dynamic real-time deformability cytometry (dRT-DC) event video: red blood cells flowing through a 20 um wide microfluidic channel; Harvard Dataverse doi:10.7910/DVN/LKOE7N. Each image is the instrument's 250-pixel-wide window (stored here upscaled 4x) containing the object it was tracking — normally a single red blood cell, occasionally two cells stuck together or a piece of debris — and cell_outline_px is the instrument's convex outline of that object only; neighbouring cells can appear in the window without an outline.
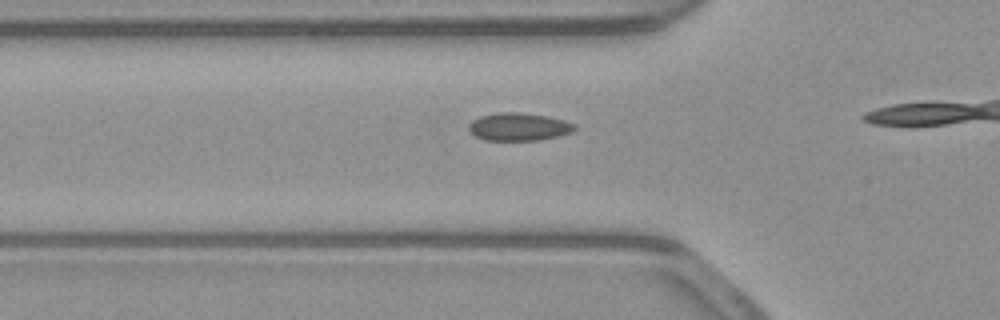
{"species": "common noctule bat (a hibernating species)", "species_latin": "Nyctalus noctula", "temperature_condition": "warm", "stored_images_in_passage": 15, "camera_frame_rate_fps": 3000, "um_per_image_px": 0.085, "animal": {"sex": "male", "body_mass_g": 23.1, "forearm_length_mm": 52.7}, "frame": {"image": 1, "passage_image": 13, "time_ms": 4.0, "image_size_px": [1000, 320], "cell_outline_px": [[576, 128], [572, 132], [540, 140], [484, 140], [476, 136], [468, 128], [468, 124], [472, 120], [480, 116], [496, 112], [520, 112], [548, 116], [564, 120], [576, 124]], "centroid_in_image_um": [44.09, 10.76], "position_along_channel_um": 81.7, "area_um2": 17.22}}